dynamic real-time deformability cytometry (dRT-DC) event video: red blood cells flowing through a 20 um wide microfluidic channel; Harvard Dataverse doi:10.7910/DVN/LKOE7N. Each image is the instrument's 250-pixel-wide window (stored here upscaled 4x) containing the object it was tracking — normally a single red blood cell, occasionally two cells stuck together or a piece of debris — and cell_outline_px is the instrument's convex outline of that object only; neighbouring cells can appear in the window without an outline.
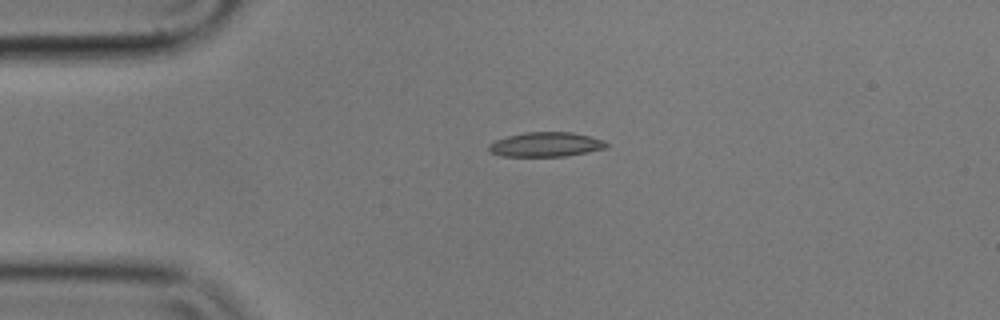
{"species": "common noctule bat (a hibernating species)", "species_latin": "Nyctalus noctula", "temperature_condition": "cold", "stored_images_in_passage": 44, "camera_frame_rate_fps": 3000, "um_per_image_px": 0.085, "animal": {"sex": "male", "body_mass_g": 17.9}, "frame": {"image": 1, "passage_image": 1, "time_ms": 0.0, "image_size_px": [1000, 320], "cell_outline_px": [[608, 148], [568, 156], [500, 156], [488, 152], [488, 144], [496, 140], [508, 136], [524, 132], [572, 132], [604, 140], [608, 144]], "centroid_in_image_um": [46.39, 12.29], "position_along_channel_um": 38.6, "area_um2": 16.94}}
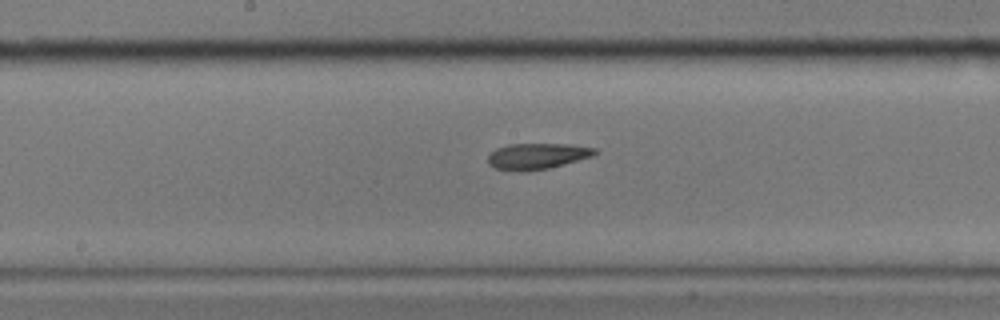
{"frame": {"image": 2, "passage_image": 17, "time_ms": 5.333, "image_size_px": [1000, 320], "cell_outline_px": [[600, 152], [592, 156], [564, 164], [548, 168], [528, 172], [520, 172], [496, 168], [488, 164], [488, 156], [496, 148], [508, 144], [572, 144], [596, 148]], "centroid_in_image_um": [45.67, 13.27], "position_along_channel_um": 202.5, "area_um2": 16.36}}
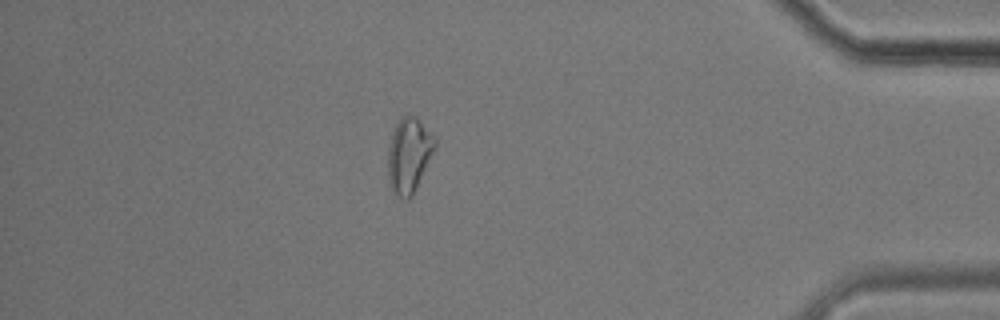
{"frame": {"image": 3, "passage_image": 37, "time_ms": 12.0, "image_size_px": [1000, 320], "cell_outline_px": [[436, 148], [412, 196], [408, 200], [404, 200], [396, 196], [388, 180], [388, 148], [392, 132], [400, 116], [408, 112], [416, 116], [436, 140]], "centroid_in_image_um": [34.75, 13.17], "position_along_channel_um": 400.5, "area_um2": 20.75}}